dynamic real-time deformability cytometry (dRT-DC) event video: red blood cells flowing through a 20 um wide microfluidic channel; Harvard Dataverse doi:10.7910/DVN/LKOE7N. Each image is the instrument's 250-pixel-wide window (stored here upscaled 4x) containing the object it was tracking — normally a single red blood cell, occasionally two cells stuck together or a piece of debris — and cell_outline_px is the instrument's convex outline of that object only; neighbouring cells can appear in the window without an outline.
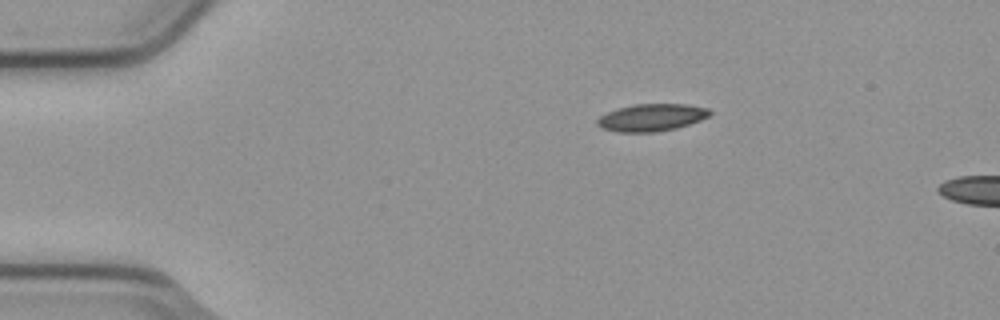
{"species": "common noctule bat (a hibernating species)", "species_latin": "Nyctalus noctula", "temperature_condition": "cold", "stored_images_in_passage": 6, "camera_frame_rate_fps": 3000, "um_per_image_px": 0.085, "animal": {"sex": "male", "body_mass_g": 23.1, "forearm_length_mm": 52.7}, "frame": {"image": 1, "passage_image": 6, "time_ms": 1.667, "image_size_px": [1000, 320], "cell_outline_px": [[712, 112], [708, 116], [700, 120], [676, 128], [656, 132], [616, 132], [604, 128], [596, 124], [596, 120], [600, 116], [616, 108], [632, 104], [684, 104], [708, 108]], "centroid_in_image_um": [55.36, 9.98], "position_along_channel_um": 29.6, "area_um2": 17.86}}